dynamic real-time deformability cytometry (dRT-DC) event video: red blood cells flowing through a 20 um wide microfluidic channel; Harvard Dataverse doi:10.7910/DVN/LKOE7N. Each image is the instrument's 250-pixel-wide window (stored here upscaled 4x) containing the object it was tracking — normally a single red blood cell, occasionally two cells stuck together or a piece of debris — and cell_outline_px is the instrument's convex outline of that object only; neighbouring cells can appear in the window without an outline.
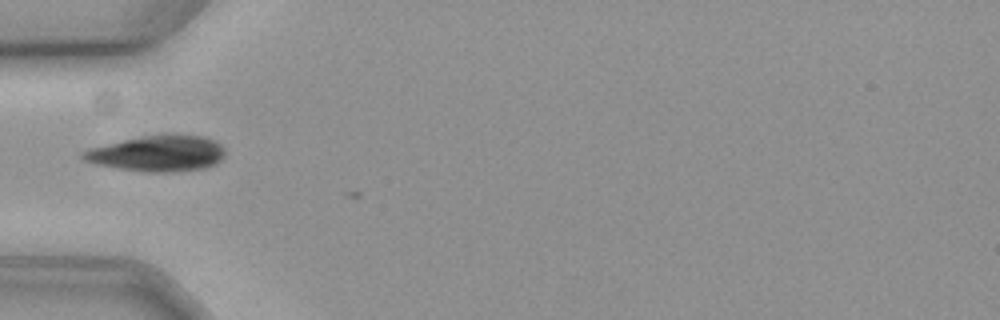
{"species": "common noctule bat (a hibernating species)", "species_latin": "Nyctalus noctula", "temperature_condition": "cold", "stored_images_in_passage": 3, "camera_frame_rate_fps": 3000, "um_per_image_px": 0.085, "animal": {"sex": "female", "body_mass_g": 19.3, "forearm_length_mm": 54.1}, "frame": {"image": 1, "passage_image": 2, "time_ms": 0.333, "image_size_px": [1000, 320], "cell_outline_px": [[224, 156], [216, 164], [204, 168], [168, 172], [144, 172], [120, 168], [100, 164], [84, 160], [80, 156], [80, 152], [92, 148], [140, 136], [160, 132], [176, 132], [204, 136], [216, 140], [224, 148]], "centroid_in_image_um": [13.47, 13.0], "position_along_channel_um": 71.5, "area_um2": 30.17}}